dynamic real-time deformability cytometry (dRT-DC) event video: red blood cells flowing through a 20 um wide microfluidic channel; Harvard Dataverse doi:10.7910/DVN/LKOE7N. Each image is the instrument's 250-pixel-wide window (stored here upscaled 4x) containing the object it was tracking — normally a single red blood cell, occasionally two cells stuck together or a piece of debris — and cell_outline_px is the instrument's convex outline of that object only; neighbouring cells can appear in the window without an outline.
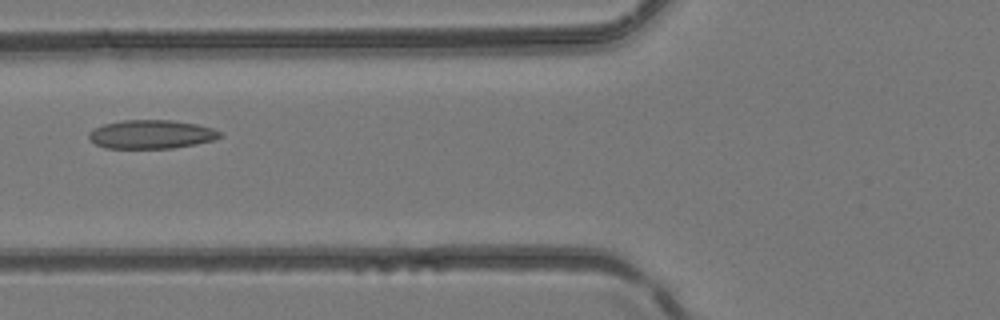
{"species": "common noctule bat (a hibernating species)", "species_latin": "Nyctalus noctula", "temperature_condition": "room temperature", "stored_images_in_passage": 6, "camera_frame_rate_fps": 3000, "um_per_image_px": 0.085, "animal": {"sex": "female", "body_mass_g": 24.6, "forearm_length_mm": 56.2}, "frame": {"image": 1, "passage_image": 5, "time_ms": 1.333, "image_size_px": [1000, 320], "cell_outline_px": [[224, 136], [212, 140], [196, 144], [172, 148], [104, 148], [96, 144], [88, 136], [88, 132], [92, 128], [104, 124], [124, 120], [172, 120], [196, 124], [212, 128], [220, 132]], "centroid_in_image_um": [12.85, 11.41], "position_along_channel_um": 113.0, "area_um2": 21.91}}
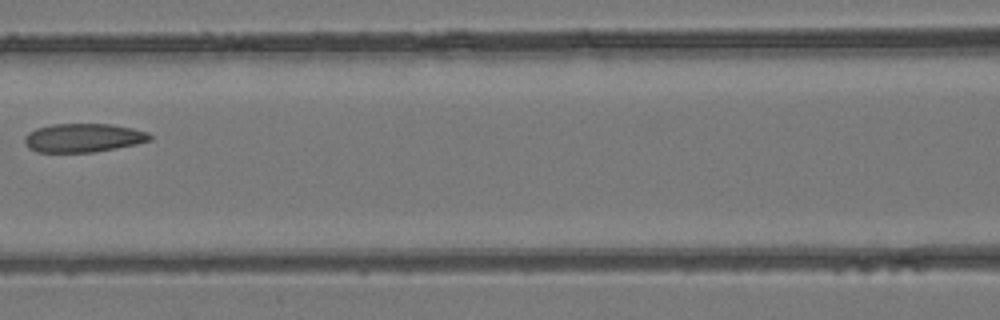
{"frame": {"image": 2, "passage_image": 6, "time_ms": 1.667, "image_size_px": [1000, 320], "cell_outline_px": [[152, 140], [136, 144], [116, 148], [92, 152], [36, 152], [28, 148], [24, 144], [24, 136], [28, 132], [36, 128], [52, 124], [112, 124], [132, 128], [148, 132], [152, 136]], "centroid_in_image_um": [7.05, 11.71], "position_along_channel_um": 159.5, "area_um2": 21.1}}